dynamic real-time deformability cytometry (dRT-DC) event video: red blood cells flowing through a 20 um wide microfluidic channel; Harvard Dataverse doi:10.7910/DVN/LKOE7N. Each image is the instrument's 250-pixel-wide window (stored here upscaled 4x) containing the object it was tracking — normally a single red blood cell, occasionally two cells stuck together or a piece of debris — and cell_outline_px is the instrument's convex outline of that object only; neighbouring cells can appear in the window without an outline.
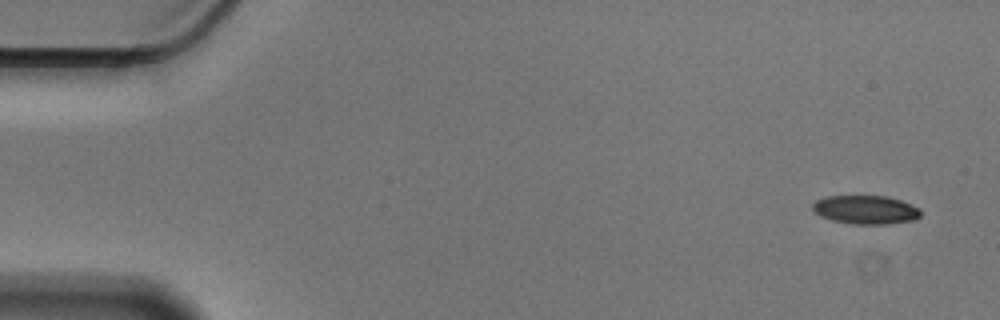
{"species": "Egyptian fruit bat (a non-hibernating species)", "species_latin": "Rousettus aegyptiacus", "temperature_condition": "cold", "stored_images_in_passage": 55, "camera_frame_rate_fps": 3000, "um_per_image_px": 0.085, "animal": {"sex": "male"}, "frame": {"image": 1, "passage_image": 1, "time_ms": 0.0, "image_size_px": [1000, 320], "cell_outline_px": [[920, 216], [916, 220], [888, 224], [852, 224], [832, 220], [820, 216], [812, 208], [812, 204], [816, 200], [824, 196], [888, 196], [900, 200], [920, 208]], "centroid_in_image_um": [73.59, 17.83], "position_along_channel_um": 11.4, "area_um2": 18.15}}
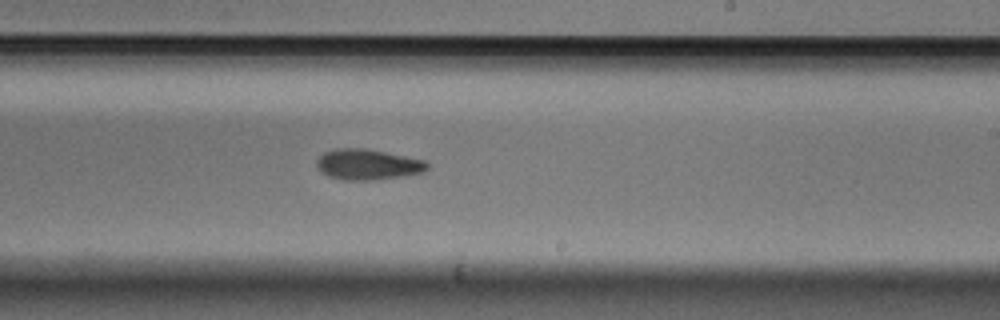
{"frame": {"image": 2, "passage_image": 32, "time_ms": 10.333, "image_size_px": [1000, 320], "cell_outline_px": [[428, 168], [424, 172], [404, 176], [376, 180], [344, 180], [328, 176], [320, 172], [316, 168], [316, 160], [324, 152], [336, 148], [364, 148], [424, 160], [428, 164]], "centroid_in_image_um": [31.22, 13.99], "position_along_channel_um": 257.8, "area_um2": 19.83}}
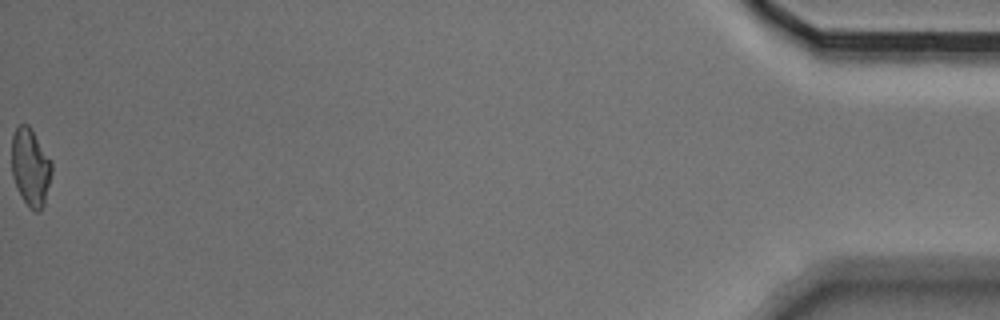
{"frame": {"image": 3, "passage_image": 55, "time_ms": 18.0, "image_size_px": [1000, 320], "cell_outline_px": [[52, 172], [44, 204], [40, 212], [36, 212], [28, 208], [16, 188], [12, 176], [12, 136], [16, 128], [20, 124], [28, 124], [52, 160]], "centroid_in_image_um": [2.59, 14.24], "position_along_channel_um": 432.6, "area_um2": 18.32}, "authors_computed_cell_mechanics": {"area_um2": 19.1896, "velocity_mm_per_s": 3.5631, "shape_relaxation_time_tau1_ms": 4.8429, "shape_relaxation_time_tau2_ms": null, "deformation_change_tau1": 0.1425, "deformation_change_tau2": null}}